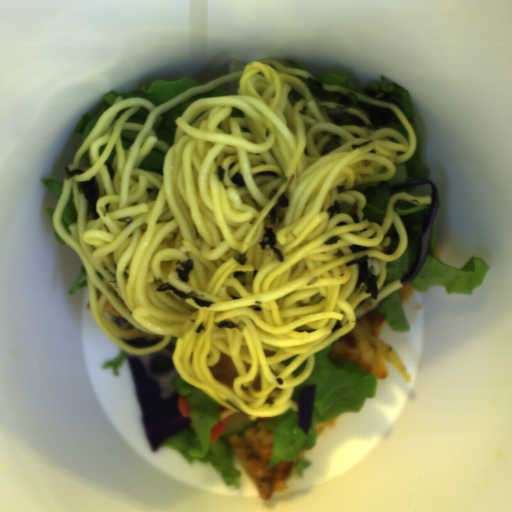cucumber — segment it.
<instances>
[{
    "label": "cucumber",
    "mask_w": 512,
    "mask_h": 512,
    "mask_svg": "<svg viewBox=\"0 0 512 512\" xmlns=\"http://www.w3.org/2000/svg\"><path fill=\"white\" fill-rule=\"evenodd\" d=\"M261 420V417H256L255 420H250L248 414L237 411L232 414L227 424L225 425L219 439H224L236 435L237 437L244 436L245 432Z\"/></svg>",
    "instance_id": "1"
}]
</instances>
